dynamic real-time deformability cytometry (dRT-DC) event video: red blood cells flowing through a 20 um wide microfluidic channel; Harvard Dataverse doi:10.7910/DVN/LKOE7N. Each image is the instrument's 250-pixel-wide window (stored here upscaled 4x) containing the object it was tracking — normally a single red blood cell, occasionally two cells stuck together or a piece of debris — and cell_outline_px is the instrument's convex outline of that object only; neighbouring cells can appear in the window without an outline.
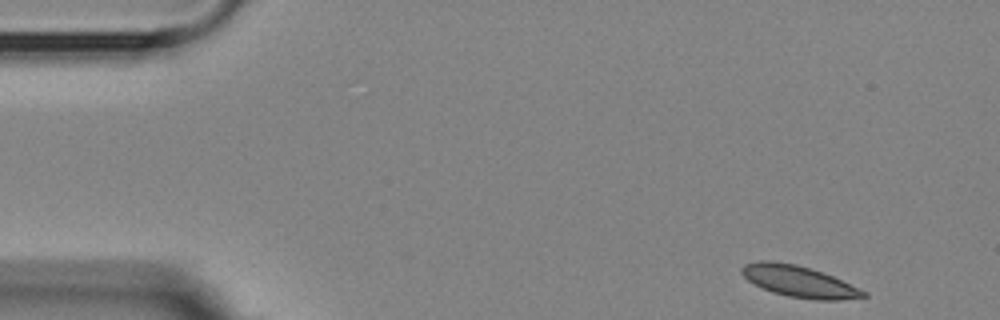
{"species": "Egyptian fruit bat (a non-hibernating species)", "species_latin": "Rousettus aegyptiacus", "temperature_condition": "room temperature", "stored_images_in_passage": 4, "camera_frame_rate_fps": 3000, "um_per_image_px": 0.085, "animal": {"sex": "female"}, "frame": {"image": 1, "passage_image": 1, "time_ms": 0.0, "image_size_px": [1000, 320], "cell_outline_px": [[868, 296], [840, 300], [816, 300], [788, 296], [772, 292], [760, 288], [748, 280], [740, 272], [740, 268], [744, 264], [760, 260], [772, 260], [796, 264], [832, 276], [868, 292]], "centroid_in_image_um": [67.88, 23.92], "position_along_channel_um": 17.1, "area_um2": 22.25}}
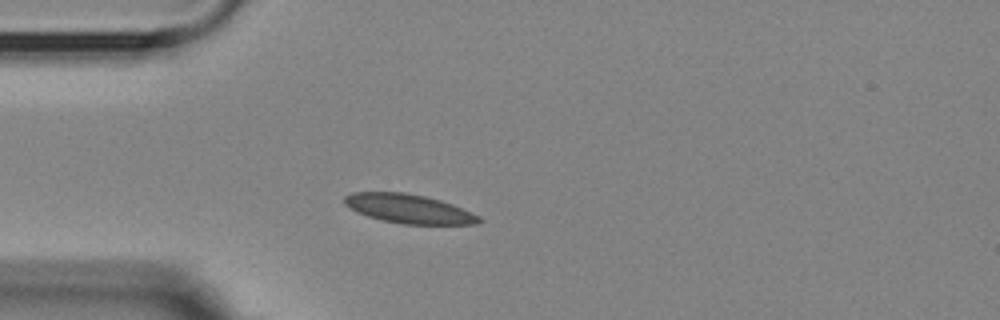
{"frame": {"image": 2, "passage_image": 4, "time_ms": 3.333, "image_size_px": [1000, 320], "cell_outline_px": [[484, 220], [476, 224], [404, 224], [380, 220], [356, 212], [348, 208], [344, 204], [344, 196], [352, 192], [404, 192], [424, 196], [440, 200], [452, 204], [480, 216]], "centroid_in_image_um": [34.72, 17.74], "position_along_channel_um": 50.3, "area_um2": 22.83}}